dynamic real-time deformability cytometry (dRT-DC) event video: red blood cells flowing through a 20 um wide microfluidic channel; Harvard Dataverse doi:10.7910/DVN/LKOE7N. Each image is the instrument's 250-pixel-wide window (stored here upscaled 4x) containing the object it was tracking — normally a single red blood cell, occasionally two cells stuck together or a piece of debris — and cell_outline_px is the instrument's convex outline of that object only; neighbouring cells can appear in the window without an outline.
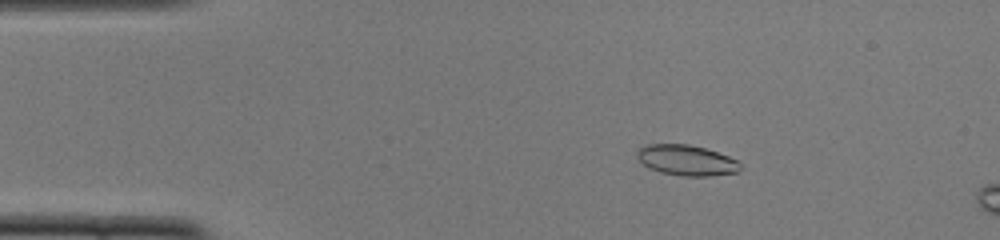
{"species": "common noctule bat (a hibernating species)", "species_latin": "Nyctalus noctula", "temperature_condition": "cold", "stored_images_in_passage": 15, "camera_frame_rate_fps": 3000, "um_per_image_px": 0.085, "animal": {"sex": "female", "body_mass_g": 22.0, "forearm_length_mm": 56.7}, "frame": {"image": 1, "passage_image": 9, "time_ms": 2.667, "image_size_px": [1000, 240], "cell_outline_px": [[740, 168], [736, 172], [708, 176], [680, 176], [660, 172], [648, 168], [636, 156], [636, 152], [644, 144], [688, 144], [704, 148], [728, 156], [736, 160], [740, 164]], "centroid_in_image_um": [58.3, 13.62], "position_along_channel_um": 26.7, "area_um2": 18.26}}